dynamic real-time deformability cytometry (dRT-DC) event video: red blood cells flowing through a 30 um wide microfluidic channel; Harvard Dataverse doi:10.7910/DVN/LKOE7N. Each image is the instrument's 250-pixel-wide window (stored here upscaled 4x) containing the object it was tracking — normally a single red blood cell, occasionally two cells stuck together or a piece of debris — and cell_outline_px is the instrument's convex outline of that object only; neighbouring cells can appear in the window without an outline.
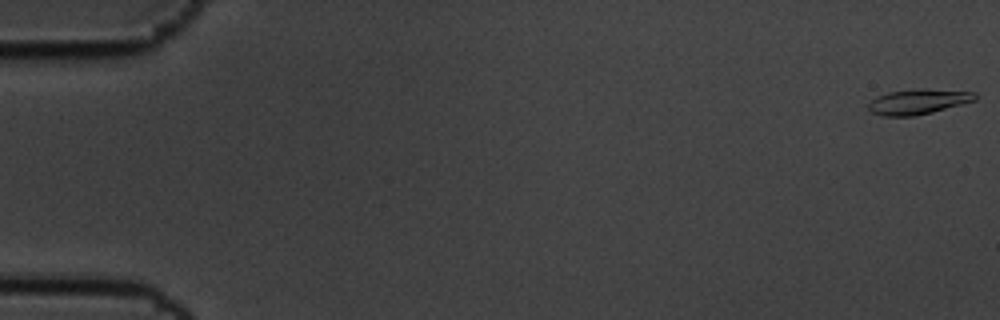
{"species": "common noctule bat (a hibernating species)", "species_latin": "Nyctalus noctula", "temperature_condition": "cold", "stored_images_in_passage": 4, "camera_frame_rate_fps": 3000, "um_per_image_px": 0.085, "animal": {"sex": "male", "body_mass_g": 19.5, "forearm_length_mm": 54.6}, "frame": {"image": 1, "passage_image": 1, "time_ms": 0.0, "image_size_px": [1000, 320], "cell_outline_px": [[976, 100], [932, 112], [912, 116], [884, 116], [872, 112], [868, 108], [868, 104], [872, 100], [888, 92], [920, 88], [924, 88], [976, 92]], "centroid_in_image_um": [78.07, 8.63], "position_along_channel_um": 6.9, "area_um2": 15.49}}